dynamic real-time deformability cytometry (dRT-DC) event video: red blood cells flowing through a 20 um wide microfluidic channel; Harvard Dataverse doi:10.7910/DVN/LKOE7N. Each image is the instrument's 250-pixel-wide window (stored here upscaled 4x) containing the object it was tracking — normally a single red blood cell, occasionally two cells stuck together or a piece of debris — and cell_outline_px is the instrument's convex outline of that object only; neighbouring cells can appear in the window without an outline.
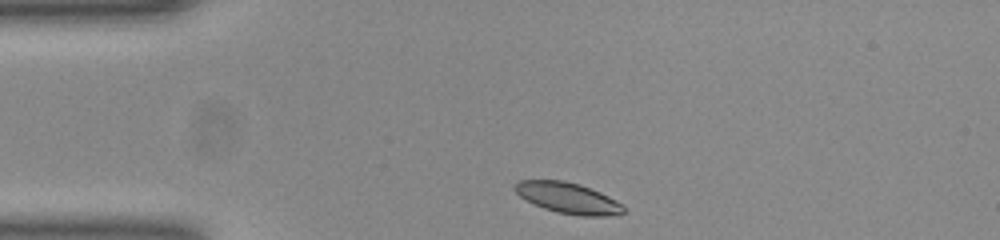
{"species": "common noctule bat (a hibernating species)", "species_latin": "Nyctalus noctula", "temperature_condition": "room temperature", "stored_images_in_passage": 33, "camera_frame_rate_fps": 3000, "um_per_image_px": 0.085, "animal": {"sex": "female", "body_mass_g": 23.0, "forearm_length_mm": 53.4}, "frame": {"image": 1, "passage_image": 1, "time_ms": 0.0, "image_size_px": [1000, 240], "cell_outline_px": [[624, 212], [604, 216], [580, 216], [556, 212], [544, 208], [520, 196], [512, 188], [520, 180], [564, 180], [580, 184], [600, 192], [616, 200], [624, 208]], "centroid_in_image_um": [48.27, 16.82], "position_along_channel_um": 36.7, "area_um2": 19.31}}
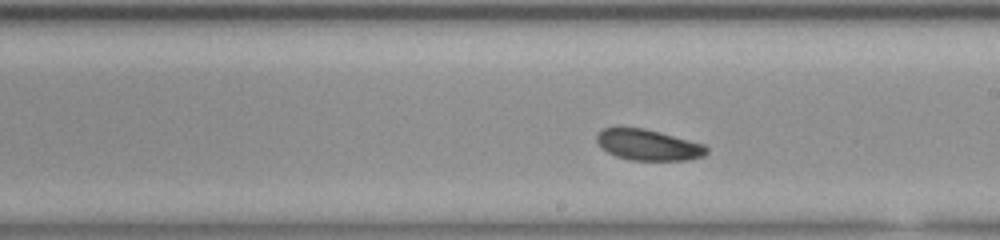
{"frame": {"image": 2, "passage_image": 19, "time_ms": 6.0, "image_size_px": [1000, 240], "cell_outline_px": [[708, 152], [704, 156], [688, 160], [628, 160], [616, 156], [608, 152], [596, 140], [596, 136], [604, 128], [616, 124], [620, 124], [644, 128], [660, 132], [704, 144], [708, 148]], "centroid_in_image_um": [55.07, 12.28], "position_along_channel_um": 233.9, "area_um2": 20.23}}
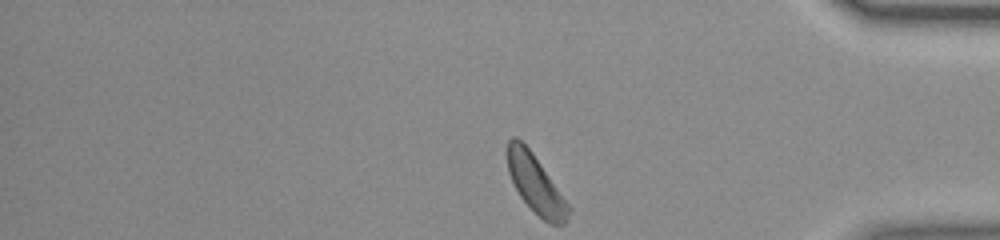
{"frame": {"image": 3, "passage_image": 33, "time_ms": 10.667, "image_size_px": [1000, 240], "cell_outline_px": [[572, 208], [568, 220], [564, 224], [548, 224], [520, 196], [508, 172], [508, 140], [512, 136], [516, 136], [532, 152]], "centroid_in_image_um": [45.56, 15.66], "position_along_channel_um": 389.6, "area_um2": 20.35}, "authors_computed_cell_mechanics": {"area_um2": 20.4034, "velocity_mm_per_s": 3.8546, "shape_relaxation_time_tau1_ms": 1.2316, "shape_relaxation_time_tau2_ms": 5.56, "deformation_change_tau1": 0.0559, "deformation_change_tau2": 0.1099}}